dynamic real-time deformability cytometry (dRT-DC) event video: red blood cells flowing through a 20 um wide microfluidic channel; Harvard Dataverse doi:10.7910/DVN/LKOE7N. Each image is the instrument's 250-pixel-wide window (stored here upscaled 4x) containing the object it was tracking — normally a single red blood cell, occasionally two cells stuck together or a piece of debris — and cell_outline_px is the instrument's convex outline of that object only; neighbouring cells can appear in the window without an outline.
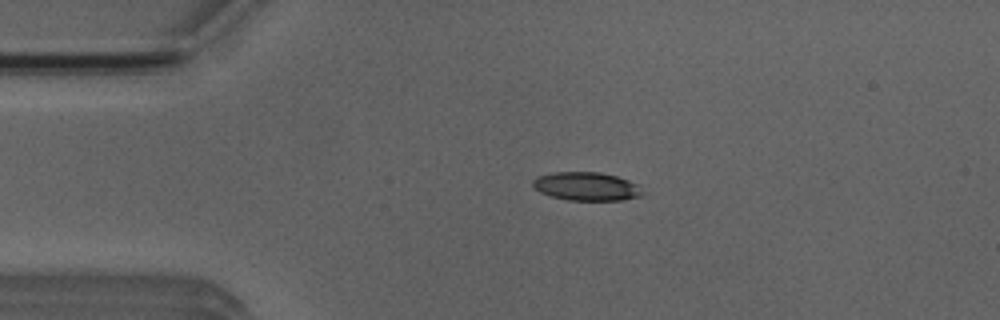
{"species": "Egyptian fruit bat (a non-hibernating species)", "species_latin": "Rousettus aegyptiacus", "temperature_condition": "room temperature", "stored_images_in_passage": 51, "camera_frame_rate_fps": 3000, "um_per_image_px": 0.085, "animal": {"sex": "male"}, "frame": {"image": 1, "passage_image": 10, "time_ms": 3.0, "image_size_px": [1000, 320], "cell_outline_px": [[644, 192], [640, 196], [620, 200], [568, 200], [552, 196], [540, 192], [532, 184], [532, 180], [536, 176], [552, 172], [600, 172], [616, 176], [640, 184]], "centroid_in_image_um": [49.86, 15.83], "position_along_channel_um": 35.1, "area_um2": 18.26}}
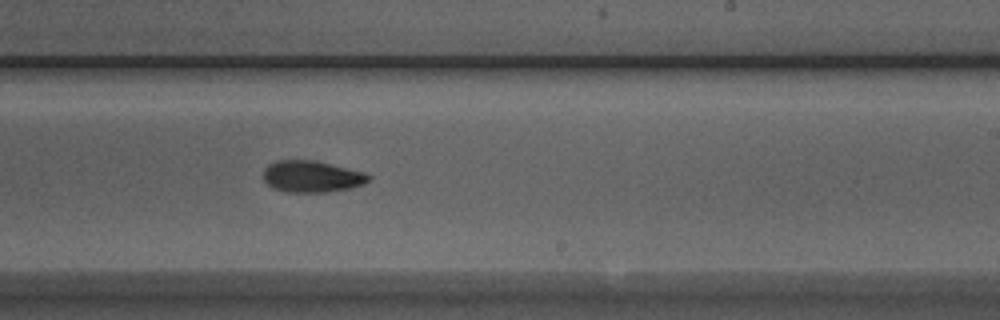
{"frame": {"image": 2, "passage_image": 30, "time_ms": 9.667, "image_size_px": [1000, 320], "cell_outline_px": [[372, 176], [364, 184], [352, 188], [328, 192], [284, 192], [272, 188], [264, 180], [264, 168], [268, 164], [276, 160], [316, 160], [364, 172]], "centroid_in_image_um": [26.5, 15.0], "position_along_channel_um": 262.5, "area_um2": 19.59}}
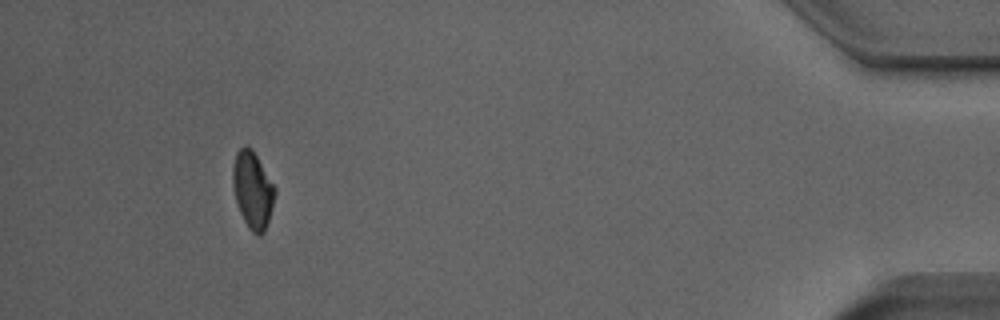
{"frame": {"image": 3, "passage_image": 47, "time_ms": 15.333, "image_size_px": [1000, 320], "cell_outline_px": [[276, 192], [272, 208], [264, 232], [260, 236], [256, 236], [248, 228], [240, 212], [236, 200], [232, 184], [232, 168], [236, 152], [244, 144], [248, 144], [252, 148], [276, 188]], "centroid_in_image_um": [21.47, 16.12], "position_along_channel_um": 413.7, "area_um2": 19.02}, "authors_computed_cell_mechanics": {"area_um2": 19.074, "velocity_mm_per_s": 3.9277, "shape_relaxation_time_tau1_ms": 4.6374, "shape_relaxation_time_tau2_ms": 5.4781, "deformation_change_tau1": 0.1244, "deformation_change_tau2": 0.1085}}